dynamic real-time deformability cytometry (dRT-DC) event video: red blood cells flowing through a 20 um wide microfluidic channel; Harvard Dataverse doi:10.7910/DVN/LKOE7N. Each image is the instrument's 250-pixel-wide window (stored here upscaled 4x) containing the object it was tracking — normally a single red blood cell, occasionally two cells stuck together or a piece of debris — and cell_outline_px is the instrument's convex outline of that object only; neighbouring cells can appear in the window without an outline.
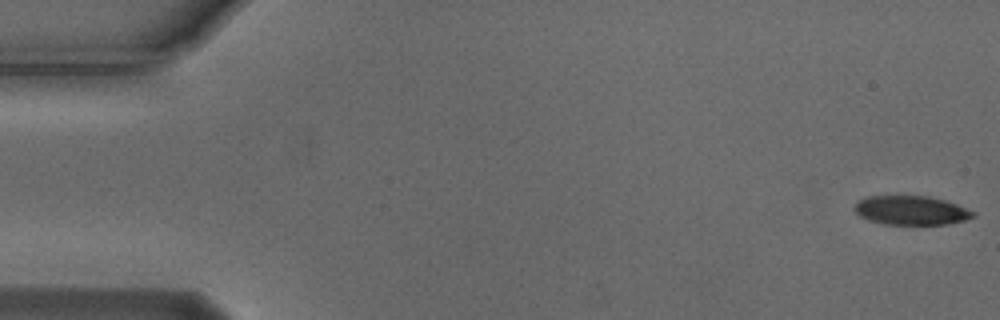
{"species": "Egyptian fruit bat (a non-hibernating species)", "species_latin": "Rousettus aegyptiacus", "temperature_condition": "cold", "stored_images_in_passage": 52, "camera_frame_rate_fps": 3000, "um_per_image_px": 0.085, "animal": {"sex": "male"}, "frame": {"image": 1, "passage_image": 1, "time_ms": 0.0, "image_size_px": [1000, 320], "cell_outline_px": [[976, 216], [964, 220], [948, 224], [884, 224], [868, 220], [860, 216], [852, 208], [860, 200], [868, 196], [928, 196], [944, 200], [956, 204], [976, 212]], "centroid_in_image_um": [77.45, 17.88], "position_along_channel_um": 7.5, "area_um2": 20.0}}
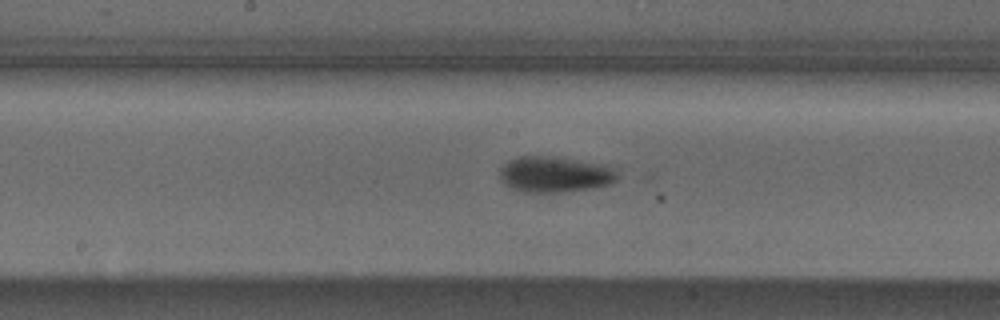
{"frame": {"image": 2, "passage_image": 28, "time_ms": 9.0, "image_size_px": [1000, 320], "cell_outline_px": [[616, 180], [608, 184], [588, 188], [556, 192], [520, 192], [504, 184], [500, 180], [500, 168], [508, 160], [520, 156], [548, 156], [572, 160], [612, 168], [616, 172]], "centroid_in_image_um": [47.02, 14.83], "position_along_channel_um": 201.2, "area_um2": 23.81}}
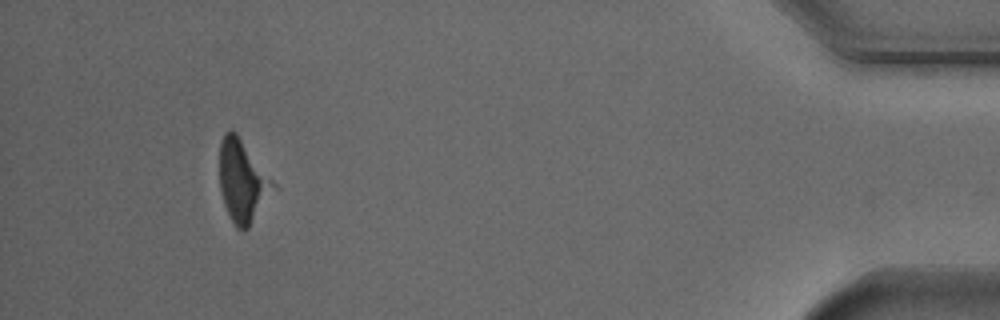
{"frame": {"image": 3, "passage_image": 51, "time_ms": 16.667, "image_size_px": [1000, 320], "cell_outline_px": [[276, 188], [248, 228], [244, 232], [236, 228], [224, 204], [220, 188], [220, 140], [224, 132], [232, 128], [236, 132], [276, 184]], "centroid_in_image_um": [20.61, 15.38], "position_along_channel_um": 414.6, "area_um2": 25.55}}